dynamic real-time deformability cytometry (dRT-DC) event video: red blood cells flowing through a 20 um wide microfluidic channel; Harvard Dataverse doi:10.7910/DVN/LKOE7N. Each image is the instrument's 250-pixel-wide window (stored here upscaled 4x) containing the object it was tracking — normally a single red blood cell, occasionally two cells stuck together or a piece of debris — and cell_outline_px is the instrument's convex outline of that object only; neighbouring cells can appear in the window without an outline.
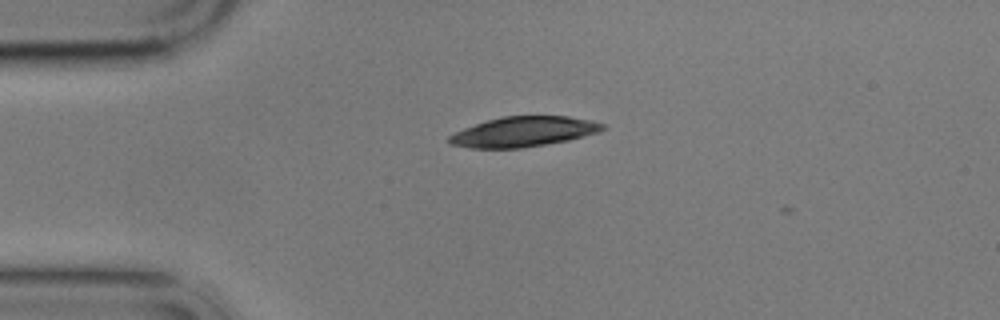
{"species": "common noctule bat (a hibernating species)", "species_latin": "Nyctalus noctula", "temperature_condition": "cold", "stored_images_in_passage": 4, "camera_frame_rate_fps": 3000, "um_per_image_px": 0.085, "animal": {"sex": "male", "body_mass_g": 17.9}, "frame": {"image": 1, "passage_image": 2, "time_ms": 1.0, "image_size_px": [1000, 320], "cell_outline_px": [[608, 128], [600, 132], [568, 140], [520, 148], [468, 148], [448, 144], [448, 136], [464, 128], [488, 120], [504, 116], [568, 116], [592, 120], [604, 124]], "centroid_in_image_um": [44.52, 11.19], "position_along_channel_um": 40.5, "area_um2": 26.88}}